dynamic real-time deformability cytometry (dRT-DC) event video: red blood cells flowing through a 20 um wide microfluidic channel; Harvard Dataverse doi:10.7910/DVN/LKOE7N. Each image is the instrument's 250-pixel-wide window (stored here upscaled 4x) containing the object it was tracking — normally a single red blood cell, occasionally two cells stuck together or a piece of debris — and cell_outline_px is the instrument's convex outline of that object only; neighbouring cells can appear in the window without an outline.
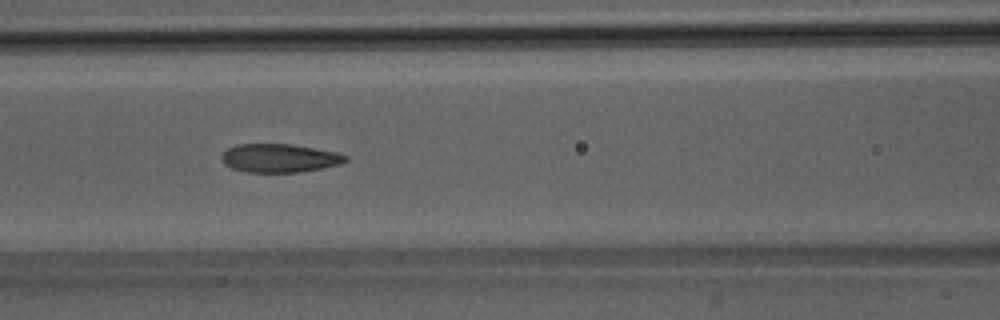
{"species": "Egyptian fruit bat (a non-hibernating species)", "species_latin": "Rousettus aegyptiacus", "temperature_condition": "room temperature", "stored_images_in_passage": 45, "camera_frame_rate_fps": 3000, "um_per_image_px": 0.085, "animal": {"sex": "male"}, "frame": {"image": 1, "passage_image": 17, "time_ms": 5.333, "image_size_px": [1000, 320], "cell_outline_px": [[348, 160], [340, 164], [300, 172], [244, 172], [232, 168], [224, 164], [220, 156], [228, 148], [236, 144], [292, 144], [336, 152], [348, 156]], "centroid_in_image_um": [23.73, 13.43], "position_along_channel_um": 142.9, "area_um2": 20.58}}
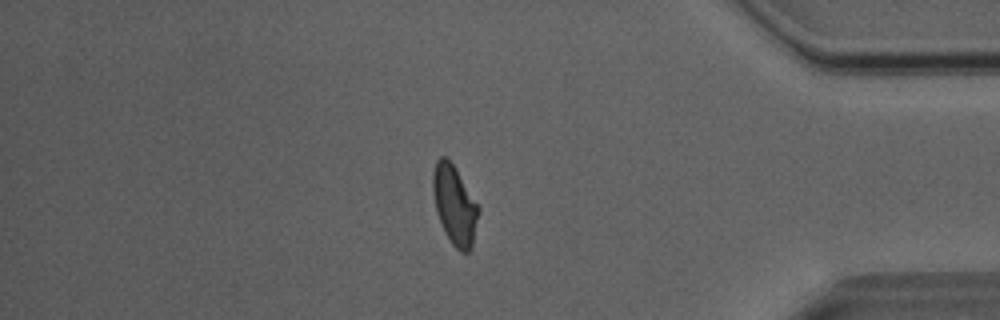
{"frame": {"image": 2, "passage_image": 38, "time_ms": 12.333, "image_size_px": [1000, 320], "cell_outline_px": [[480, 212], [472, 248], [468, 252], [460, 252], [452, 244], [444, 232], [436, 212], [432, 192], [432, 172], [436, 160], [440, 156], [444, 156], [452, 164], [480, 208]], "centroid_in_image_um": [38.63, 17.46], "position_along_channel_um": 396.6, "area_um2": 21.1}}
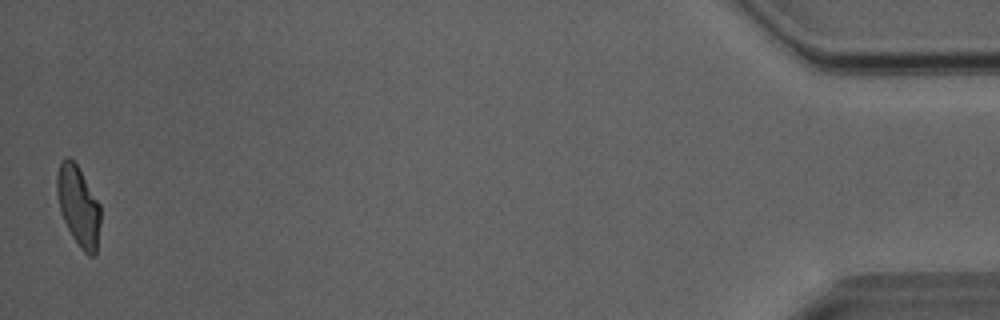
{"frame": {"image": 3, "passage_image": 45, "time_ms": 14.667, "image_size_px": [1000, 320], "cell_outline_px": [[100, 224], [96, 256], [88, 256], [80, 248], [72, 236], [60, 212], [56, 192], [56, 176], [60, 160], [68, 156], [76, 164], [100, 204]], "centroid_in_image_um": [6.65, 17.52], "position_along_channel_um": 428.5, "area_um2": 20.4}, "authors_computed_cell_mechanics": {"area_um2": 21.097, "velocity_mm_per_s": 4.0637, "shape_relaxation_time_tau1_ms": 9.0323, "shape_relaxation_time_tau2_ms": 1.3466, "deformation_change_tau1": 0.217, "deformation_change_tau2": 0.0943}}